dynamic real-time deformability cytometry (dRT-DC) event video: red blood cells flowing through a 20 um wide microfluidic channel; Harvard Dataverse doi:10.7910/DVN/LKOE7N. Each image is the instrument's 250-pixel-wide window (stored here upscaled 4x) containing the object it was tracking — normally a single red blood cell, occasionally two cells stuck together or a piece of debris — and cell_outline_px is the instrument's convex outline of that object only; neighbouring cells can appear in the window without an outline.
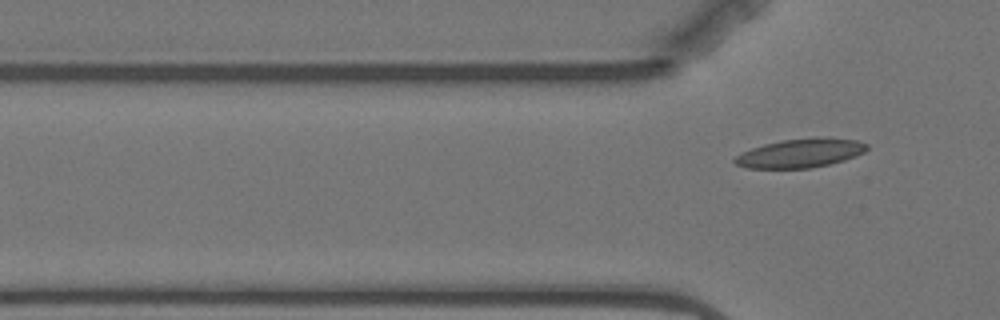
{"species": "Egyptian fruit bat (a non-hibernating species)", "species_latin": "Rousettus aegyptiacus", "temperature_condition": "warm", "stored_images_in_passage": 3, "camera_frame_rate_fps": 3000, "um_per_image_px": 0.085, "animal": {"sex": "female"}, "frame": {"image": 1, "passage_image": 3, "time_ms": 3.333, "image_size_px": [1000, 320], "cell_outline_px": [[868, 148], [864, 152], [856, 156], [844, 160], [812, 168], [748, 168], [736, 164], [732, 160], [740, 152], [764, 144], [780, 140], [816, 136], [828, 136], [856, 140], [868, 144]], "centroid_in_image_um": [68.05, 12.99], "position_along_channel_um": 57.7, "area_um2": 22.6}}